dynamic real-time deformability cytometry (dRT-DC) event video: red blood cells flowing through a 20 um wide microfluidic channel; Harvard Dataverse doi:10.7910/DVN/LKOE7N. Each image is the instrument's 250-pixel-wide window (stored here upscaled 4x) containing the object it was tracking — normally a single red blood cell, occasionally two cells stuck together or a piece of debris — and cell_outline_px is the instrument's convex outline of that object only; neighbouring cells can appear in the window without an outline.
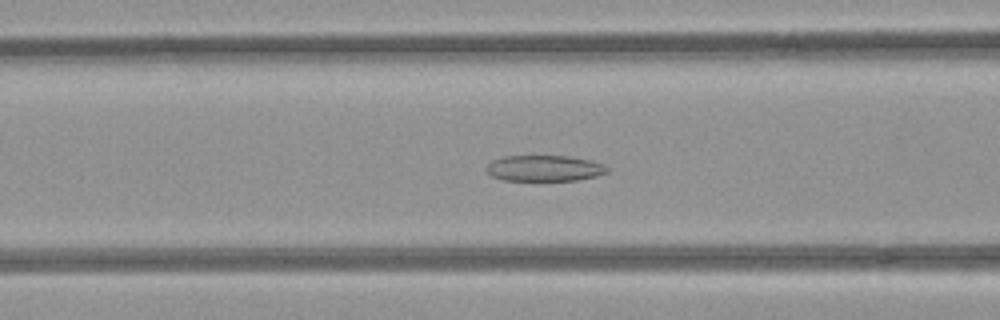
{"species": "common noctule bat (a hibernating species)", "species_latin": "Nyctalus noctula", "temperature_condition": "room temperature", "stored_images_in_passage": 52, "camera_frame_rate_fps": 3000, "um_per_image_px": 0.085, "animal": {"sex": "female", "body_mass_g": 21.9}, "frame": {"image": 1, "passage_image": 21, "time_ms": 6.667, "image_size_px": [1000, 320], "cell_outline_px": [[608, 172], [596, 176], [576, 180], [504, 180], [492, 176], [484, 168], [492, 160], [504, 156], [568, 156], [588, 160], [600, 164], [608, 168]], "centroid_in_image_um": [46.22, 14.3], "position_along_channel_um": 120.4, "area_um2": 18.03}}
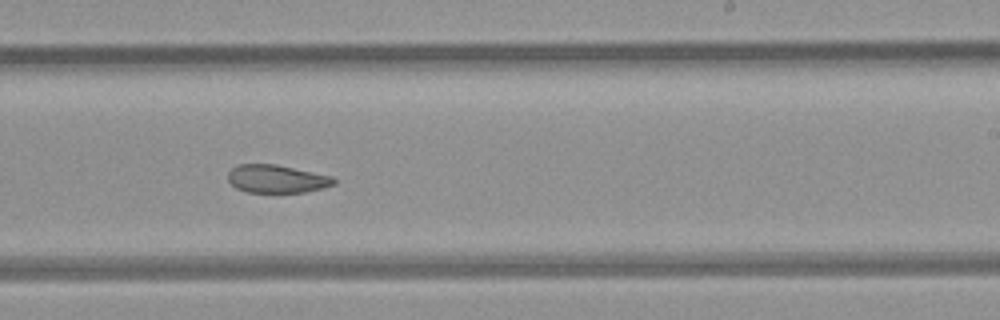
{"frame": {"image": 2, "passage_image": 32, "time_ms": 10.333, "image_size_px": [1000, 320], "cell_outline_px": [[336, 184], [324, 188], [304, 192], [244, 192], [236, 188], [228, 180], [228, 172], [236, 164], [276, 164], [332, 176], [336, 180]], "centroid_in_image_um": [23.52, 15.2], "position_along_channel_um": 265.5, "area_um2": 17.4}}
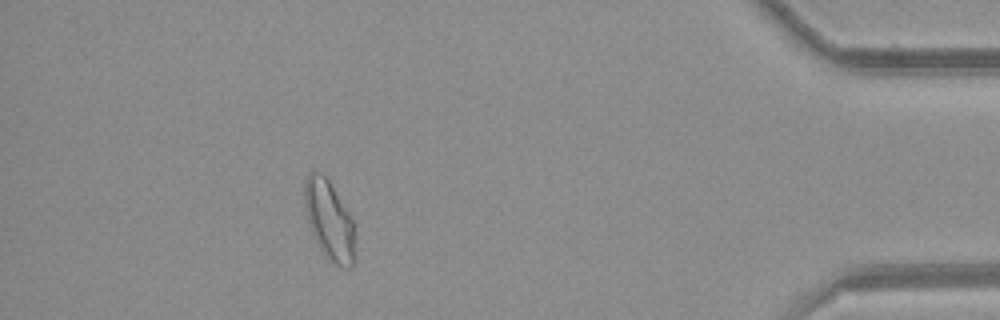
{"frame": {"image": 3, "passage_image": 47, "time_ms": 15.333, "image_size_px": [1000, 320], "cell_outline_px": [[356, 260], [352, 268], [344, 268], [336, 264], [320, 248], [312, 232], [308, 220], [304, 204], [304, 180], [308, 172], [320, 172], [328, 180], [348, 212], [352, 220], [356, 248]], "centroid_in_image_um": [28.0, 18.74], "position_along_channel_um": 407.2, "area_um2": 23.12}, "authors_computed_cell_mechanics": {"area_um2": 21.4727, "velocity_mm_per_s": 3.9592, "shape_relaxation_time_tau1_ms": null, "shape_relaxation_time_tau2_ms": 7.5277, "deformation_change_tau1": null, "deformation_change_tau2": 0.143}}